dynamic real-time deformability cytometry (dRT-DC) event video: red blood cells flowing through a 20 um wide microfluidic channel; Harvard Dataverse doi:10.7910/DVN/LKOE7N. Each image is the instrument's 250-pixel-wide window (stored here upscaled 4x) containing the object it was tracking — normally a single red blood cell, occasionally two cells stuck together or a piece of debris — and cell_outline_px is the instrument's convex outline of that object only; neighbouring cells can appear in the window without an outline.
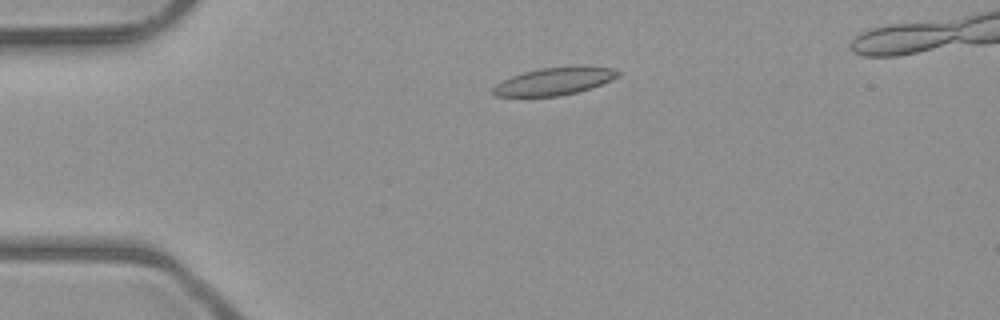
{"species": "common noctule bat (a hibernating species)", "species_latin": "Nyctalus noctula", "temperature_condition": "room temperature", "stored_images_in_passage": 5, "camera_frame_rate_fps": 3000, "um_per_image_px": 0.085, "animal": {"sex": "male", "body_mass_g": 23.1, "forearm_length_mm": 52.7}, "frame": {"image": 1, "passage_image": 3, "time_ms": 3.0, "image_size_px": [1000, 320], "cell_outline_px": [[620, 76], [612, 80], [592, 88], [560, 96], [496, 96], [492, 92], [492, 88], [496, 84], [512, 76], [524, 72], [540, 68], [572, 64], [580, 64], [612, 68], [620, 72]], "centroid_in_image_um": [47.19, 6.87], "position_along_channel_um": 37.8, "area_um2": 20.52}}